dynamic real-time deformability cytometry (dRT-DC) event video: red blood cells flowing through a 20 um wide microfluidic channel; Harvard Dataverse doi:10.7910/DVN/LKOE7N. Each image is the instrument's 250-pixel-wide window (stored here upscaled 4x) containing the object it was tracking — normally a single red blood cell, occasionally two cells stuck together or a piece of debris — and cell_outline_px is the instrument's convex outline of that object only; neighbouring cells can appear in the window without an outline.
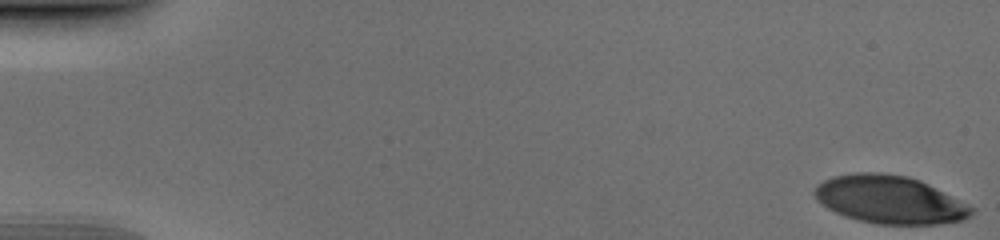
{"species": "human", "species_latin": "Homo sapiens", "temperature_condition": "cold", "stored_images_in_passage": 45, "camera_frame_rate_fps": 3000, "um_per_image_px": 0.085, "donor": {"sex": "male"}, "frame": {"image": 1, "passage_image": 1, "time_ms": 0.0, "image_size_px": [1000, 240], "cell_outline_px": [[972, 212], [968, 216], [960, 220], [936, 224], [876, 224], [844, 216], [828, 208], [816, 200], [812, 192], [816, 184], [832, 176], [856, 172], [880, 172], [908, 176], [920, 180], [928, 184], [972, 208]], "centroid_in_image_um": [75.52, 16.95], "position_along_channel_um": 9.5, "area_um2": 43.41}}
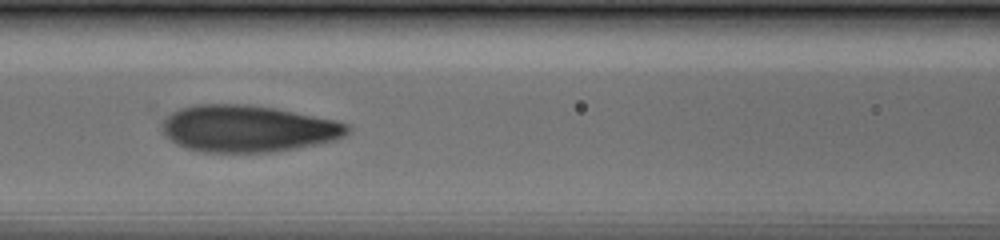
{"frame": {"image": 2, "passage_image": 24, "time_ms": 7.667, "image_size_px": [1000, 240], "cell_outline_px": [[352, 132], [344, 136], [332, 140], [316, 144], [272, 152], [204, 152], [188, 148], [176, 144], [164, 136], [160, 128], [160, 124], [172, 112], [180, 108], [196, 104], [248, 104], [276, 108], [336, 120], [352, 124]], "centroid_in_image_um": [21.07, 10.92], "position_along_channel_um": 145.5, "area_um2": 50.92}}
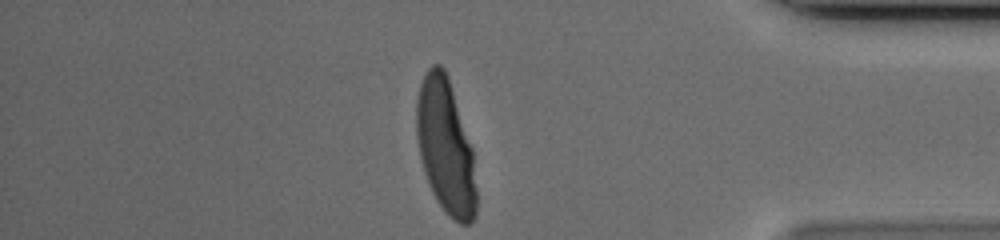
{"frame": {"image": 3, "passage_image": 45, "time_ms": 14.667, "image_size_px": [1000, 240], "cell_outline_px": [[476, 216], [472, 224], [460, 224], [436, 200], [428, 184], [424, 172], [420, 156], [416, 136], [416, 100], [420, 84], [428, 68], [432, 64], [440, 64], [444, 68], [448, 76], [472, 148], [476, 192]], "centroid_in_image_um": [37.86, 12.44], "position_along_channel_um": 397.3, "area_um2": 46.76}}